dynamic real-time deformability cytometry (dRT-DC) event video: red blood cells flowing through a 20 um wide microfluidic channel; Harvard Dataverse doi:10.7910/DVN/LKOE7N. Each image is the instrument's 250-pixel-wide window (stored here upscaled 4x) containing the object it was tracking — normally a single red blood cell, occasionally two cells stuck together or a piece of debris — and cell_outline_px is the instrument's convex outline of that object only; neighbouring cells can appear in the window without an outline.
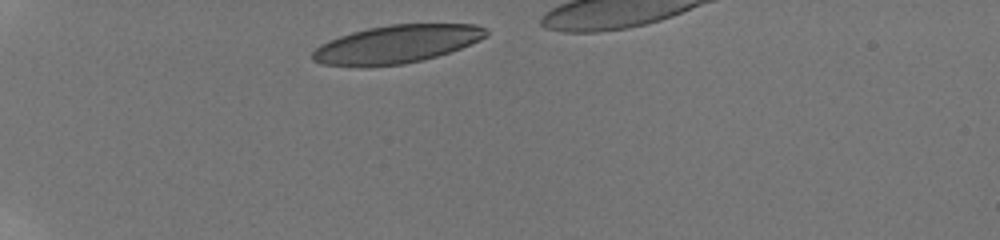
{"species": "human", "species_latin": "Homo sapiens", "temperature_condition": "room temperature", "stored_images_in_passage": 7, "camera_frame_rate_fps": 3000, "um_per_image_px": 0.085, "donor": {"sex": "male"}, "frame": {"image": 1, "passage_image": 1, "time_ms": 0.0, "image_size_px": [1000, 240], "cell_outline_px": [[488, 36], [480, 40], [460, 48], [424, 60], [404, 64], [364, 68], [320, 64], [312, 60], [312, 52], [320, 44], [328, 40], [352, 32], [368, 28], [388, 24], [476, 24], [488, 28]], "centroid_in_image_um": [33.68, 3.77], "position_along_channel_um": 51.3, "area_um2": 39.02}}
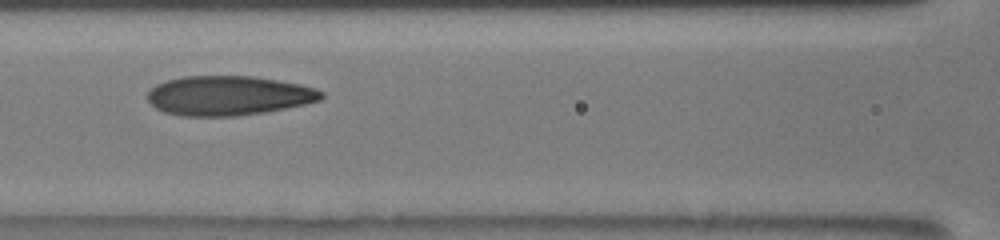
{"frame": {"image": 2, "passage_image": 5, "time_ms": 3.667, "image_size_px": [1000, 240], "cell_outline_px": [[324, 96], [320, 100], [304, 104], [264, 112], [236, 116], [180, 116], [164, 112], [156, 108], [148, 100], [148, 92], [156, 84], [168, 80], [184, 76], [252, 76], [300, 84], [316, 88], [324, 92]], "centroid_in_image_um": [19.42, 8.13], "position_along_channel_um": 147.2, "area_um2": 39.94}}